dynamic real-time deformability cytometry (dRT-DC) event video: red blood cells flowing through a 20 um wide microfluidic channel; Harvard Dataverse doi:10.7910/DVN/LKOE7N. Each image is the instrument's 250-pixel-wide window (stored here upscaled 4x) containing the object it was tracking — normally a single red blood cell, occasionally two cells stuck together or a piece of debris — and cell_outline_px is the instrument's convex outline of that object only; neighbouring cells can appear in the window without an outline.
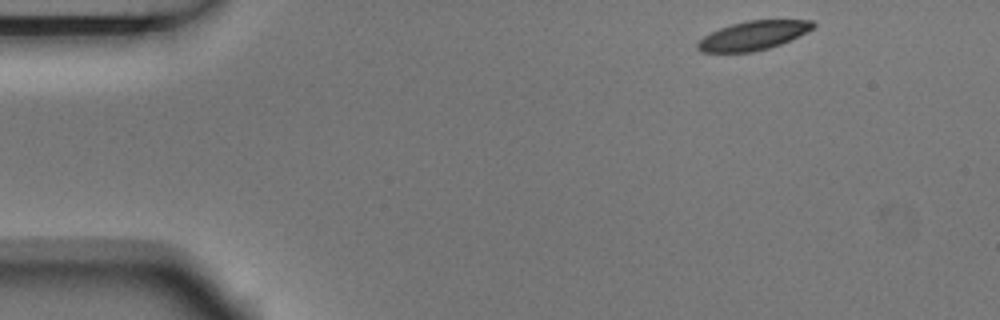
{"species": "Egyptian fruit bat (a non-hibernating species)", "species_latin": "Rousettus aegyptiacus", "temperature_condition": "room temperature", "stored_images_in_passage": 6, "camera_frame_rate_fps": 3000, "um_per_image_px": 0.085, "animal": {"sex": "male"}, "frame": {"image": 1, "passage_image": 1, "time_ms": 0.0, "image_size_px": [1000, 320], "cell_outline_px": [[816, 24], [812, 28], [780, 44], [768, 48], [752, 52], [700, 52], [696, 48], [696, 44], [704, 36], [720, 28], [732, 24], [748, 20], [812, 20]], "centroid_in_image_um": [63.97, 3.02], "position_along_channel_um": 21.0, "area_um2": 19.13}}
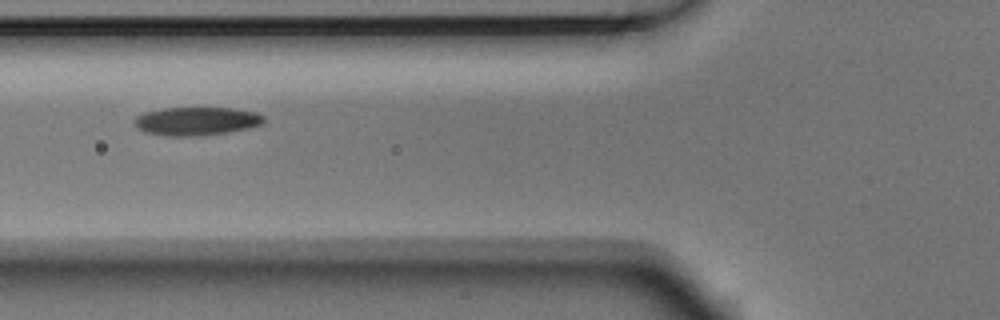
{"frame": {"image": 2, "passage_image": 5, "time_ms": 1.333, "image_size_px": [1000, 320], "cell_outline_px": [[264, 120], [260, 124], [248, 128], [228, 132], [200, 136], [168, 136], [144, 132], [136, 128], [132, 120], [136, 116], [144, 112], [164, 108], [232, 108], [256, 112], [264, 116]], "centroid_in_image_um": [16.64, 10.3], "position_along_channel_um": 109.2, "area_um2": 21.5}}
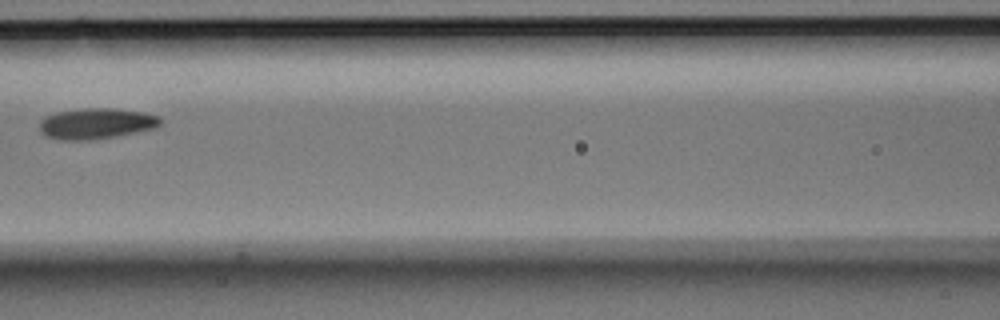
{"frame": {"image": 3, "passage_image": 6, "time_ms": 1.667, "image_size_px": [1000, 320], "cell_outline_px": [[160, 124], [156, 128], [96, 140], [56, 140], [44, 136], [40, 132], [40, 120], [44, 116], [56, 112], [84, 108], [116, 108], [144, 112], [160, 116]], "centroid_in_image_um": [8.15, 10.51], "position_along_channel_um": 158.5, "area_um2": 22.08}}